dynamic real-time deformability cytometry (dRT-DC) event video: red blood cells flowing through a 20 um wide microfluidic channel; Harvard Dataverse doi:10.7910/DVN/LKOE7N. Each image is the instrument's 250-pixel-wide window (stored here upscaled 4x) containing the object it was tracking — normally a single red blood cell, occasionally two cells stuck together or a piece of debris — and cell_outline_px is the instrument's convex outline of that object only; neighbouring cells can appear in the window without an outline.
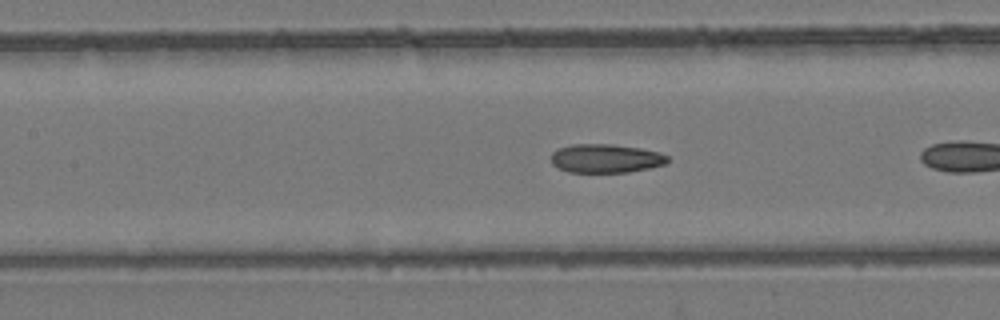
{"species": "common noctule bat (a hibernating species)", "species_latin": "Nyctalus noctula", "temperature_condition": "room temperature", "stored_images_in_passage": 13, "camera_frame_rate_fps": 3000, "um_per_image_px": 0.085, "animal": {"sex": "female", "body_mass_g": 24.6, "forearm_length_mm": 56.2}, "frame": {"image": 1, "passage_image": 8, "time_ms": 2.333, "image_size_px": [1000, 320], "cell_outline_px": [[668, 160], [664, 164], [648, 168], [628, 172], [568, 172], [556, 168], [552, 164], [552, 152], [560, 148], [572, 144], [612, 144], [640, 148], [660, 152], [668, 156]], "centroid_in_image_um": [51.47, 13.46], "position_along_channel_um": 155.9, "area_um2": 19.48}}